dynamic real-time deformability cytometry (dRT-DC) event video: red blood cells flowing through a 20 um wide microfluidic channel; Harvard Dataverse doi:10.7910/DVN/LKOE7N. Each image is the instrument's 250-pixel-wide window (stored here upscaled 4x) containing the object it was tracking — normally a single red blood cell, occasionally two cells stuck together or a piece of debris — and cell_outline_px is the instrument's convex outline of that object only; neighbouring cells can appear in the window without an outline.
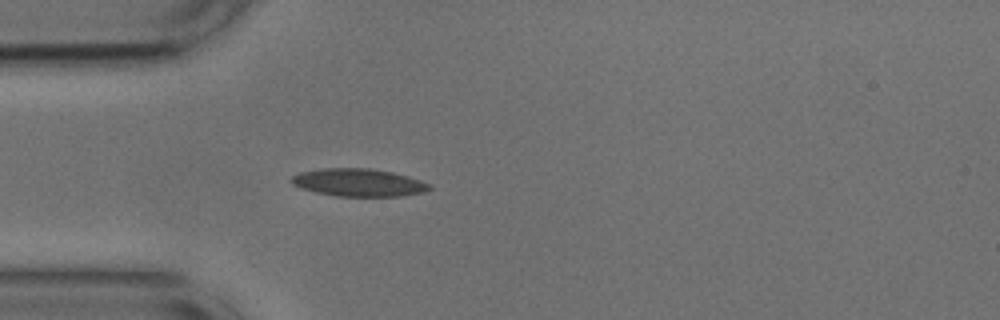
{"species": "common noctule bat (a hibernating species)", "species_latin": "Nyctalus noctula", "temperature_condition": "cold", "stored_images_in_passage": 40, "camera_frame_rate_fps": 3000, "um_per_image_px": 0.085, "animal": {"sex": "male", "body_mass_g": 17.9, "forearm_length_mm": 54.2}, "frame": {"image": 1, "passage_image": 1, "time_ms": 0.0, "image_size_px": [1000, 320], "cell_outline_px": [[432, 188], [424, 192], [404, 196], [336, 196], [316, 192], [300, 188], [292, 184], [288, 180], [292, 176], [300, 172], [320, 168], [368, 168], [392, 172], [408, 176], [432, 184]], "centroid_in_image_um": [30.47, 15.51], "position_along_channel_um": 54.5, "area_um2": 22.48}}
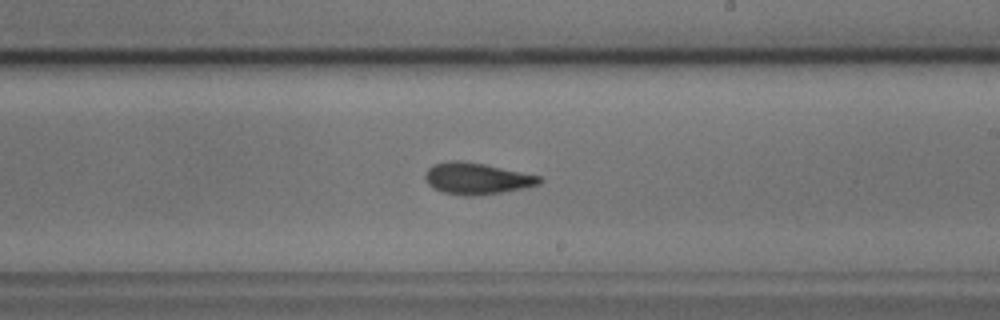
{"frame": {"image": 2, "passage_image": 17, "time_ms": 5.333, "image_size_px": [1000, 320], "cell_outline_px": [[544, 180], [540, 184], [524, 188], [476, 196], [464, 196], [444, 192], [432, 188], [428, 184], [424, 176], [428, 168], [432, 164], [448, 160], [460, 160], [484, 164], [544, 176]], "centroid_in_image_um": [40.54, 15.16], "position_along_channel_um": 248.5, "area_um2": 21.27}}
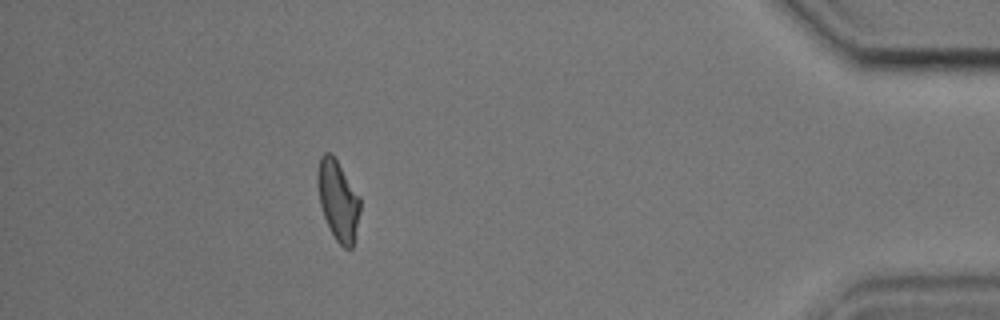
{"frame": {"image": 3, "passage_image": 34, "time_ms": 11.0, "image_size_px": [1000, 320], "cell_outline_px": [[360, 212], [352, 248], [344, 248], [336, 240], [324, 216], [320, 204], [316, 184], [316, 172], [320, 156], [324, 152], [332, 152], [360, 196]], "centroid_in_image_um": [28.71, 16.96], "position_along_channel_um": 406.5, "area_um2": 20.0}, "authors_computed_cell_mechanics": {"area_um2": 20.6057, "velocity_mm_per_s": 3.714, "shape_relaxation_time_tau1_ms": 3.7342, "shape_relaxation_time_tau2_ms": 2.7675, "deformation_change_tau1": 0.1227, "deformation_change_tau2": 0.0973}}